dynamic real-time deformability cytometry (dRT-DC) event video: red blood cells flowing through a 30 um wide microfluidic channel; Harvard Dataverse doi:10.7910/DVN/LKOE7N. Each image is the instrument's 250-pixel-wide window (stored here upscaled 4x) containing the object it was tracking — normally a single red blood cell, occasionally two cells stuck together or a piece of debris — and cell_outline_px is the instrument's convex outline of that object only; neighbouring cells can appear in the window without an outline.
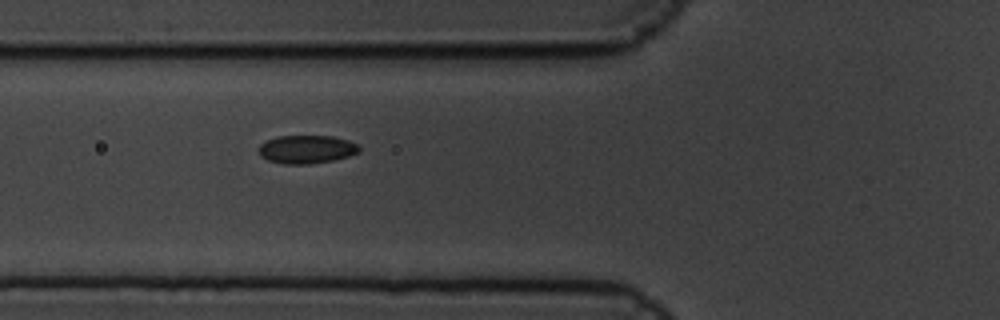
{"species": "common noctule bat (a hibernating species)", "species_latin": "Nyctalus noctula", "temperature_condition": "cold", "stored_images_in_passage": 3, "camera_frame_rate_fps": 3000, "um_per_image_px": 0.085, "animal": {"sex": "male", "body_mass_g": 19.5, "forearm_length_mm": 54.6}, "frame": {"image": 1, "passage_image": 3, "time_ms": 0.667, "image_size_px": [1000, 320], "cell_outline_px": [[360, 152], [348, 156], [332, 160], [308, 164], [280, 164], [268, 160], [260, 156], [260, 144], [276, 136], [332, 136], [348, 140], [360, 144]], "centroid_in_image_um": [26.08, 12.69], "position_along_channel_um": 99.7, "area_um2": 16.59}}